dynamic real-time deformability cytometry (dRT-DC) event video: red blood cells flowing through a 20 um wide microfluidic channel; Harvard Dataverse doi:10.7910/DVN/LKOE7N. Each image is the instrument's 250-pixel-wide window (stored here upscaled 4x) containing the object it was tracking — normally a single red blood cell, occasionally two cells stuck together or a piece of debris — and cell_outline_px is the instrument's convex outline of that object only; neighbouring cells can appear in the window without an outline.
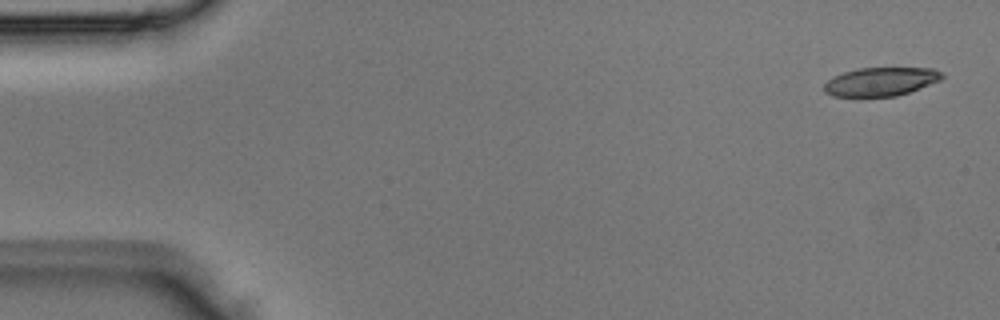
{"species": "Egyptian fruit bat (a non-hibernating species)", "species_latin": "Rousettus aegyptiacus", "temperature_condition": "room temperature", "stored_images_in_passage": 4, "camera_frame_rate_fps": 3000, "um_per_image_px": 0.085, "animal": {"sex": "male"}, "frame": {"image": 1, "passage_image": 1, "time_ms": 0.0, "image_size_px": [1000, 320], "cell_outline_px": [[944, 76], [940, 80], [908, 92], [896, 96], [832, 96], [824, 92], [824, 84], [832, 76], [856, 68], [932, 68], [944, 72]], "centroid_in_image_um": [74.85, 6.93], "position_along_channel_um": 10.2, "area_um2": 19.59}}
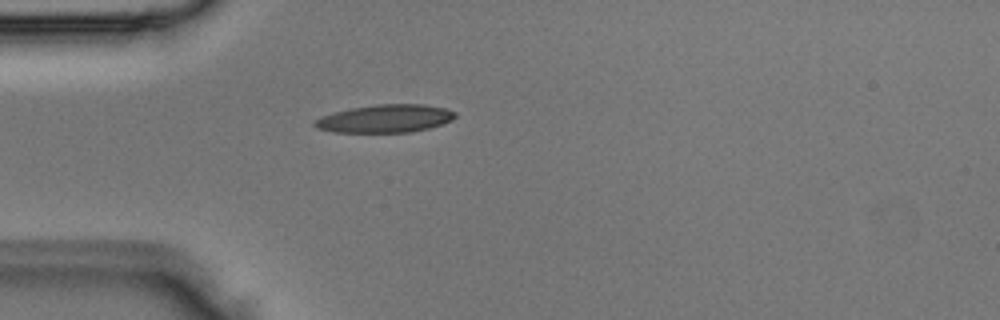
{"frame": {"image": 2, "passage_image": 4, "time_ms": 1.0, "image_size_px": [1000, 320], "cell_outline_px": [[456, 116], [452, 120], [428, 128], [412, 132], [332, 132], [316, 128], [312, 124], [316, 120], [324, 116], [336, 112], [352, 108], [376, 104], [424, 104], [444, 108], [456, 112]], "centroid_in_image_um": [32.76, 10.08], "position_along_channel_um": 52.2, "area_um2": 22.66}}